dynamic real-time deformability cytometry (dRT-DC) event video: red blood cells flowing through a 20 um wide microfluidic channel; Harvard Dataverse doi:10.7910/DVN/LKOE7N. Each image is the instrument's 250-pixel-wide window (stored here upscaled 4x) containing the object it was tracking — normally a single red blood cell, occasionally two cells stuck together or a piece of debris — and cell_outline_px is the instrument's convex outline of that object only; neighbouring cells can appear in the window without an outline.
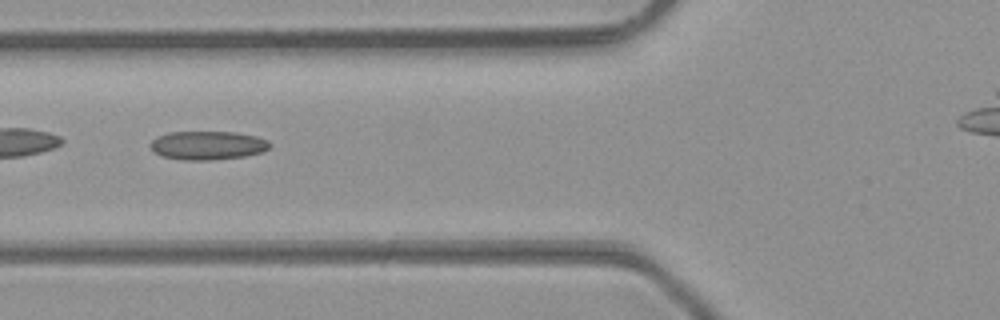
{"species": "common noctule bat (a hibernating species)", "species_latin": "Nyctalus noctula", "temperature_condition": "room temperature", "stored_images_in_passage": 36, "camera_frame_rate_fps": 3000, "um_per_image_px": 0.085, "animal": {"sex": "male", "body_mass_g": 23.1, "forearm_length_mm": 52.7}, "frame": {"image": 1, "passage_image": 11, "time_ms": 3.333, "image_size_px": [1000, 320], "cell_outline_px": [[272, 144], [264, 152], [244, 156], [212, 160], [184, 160], [160, 156], [152, 152], [148, 144], [156, 136], [168, 132], [236, 132], [256, 136], [268, 140]], "centroid_in_image_um": [17.61, 12.36], "position_along_channel_um": 108.2, "area_um2": 20.29}}
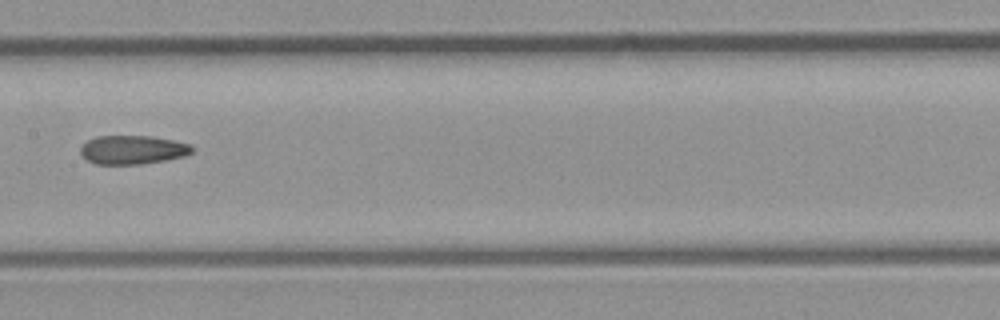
{"frame": {"image": 2, "passage_image": 17, "time_ms": 5.333, "image_size_px": [1000, 320], "cell_outline_px": [[196, 148], [192, 152], [184, 156], [168, 160], [140, 164], [96, 164], [88, 160], [80, 152], [80, 148], [88, 140], [96, 136], [152, 136], [192, 144]], "centroid_in_image_um": [11.33, 12.73], "position_along_channel_um": 196.1, "area_um2": 18.79}}
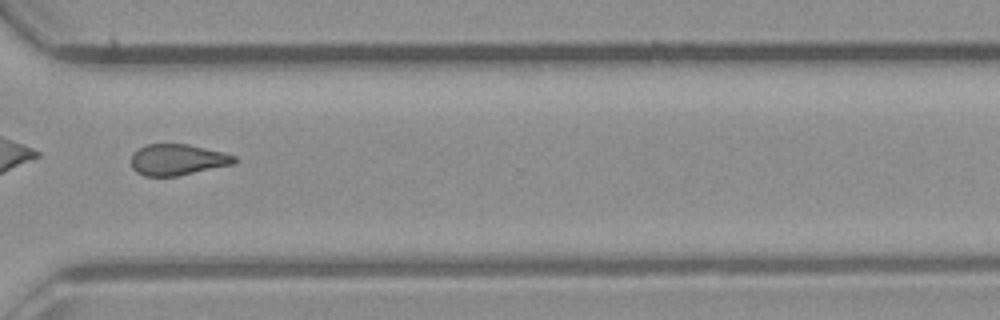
{"frame": {"image": 3, "passage_image": 28, "time_ms": 9.0, "image_size_px": [1000, 320], "cell_outline_px": [[236, 160], [232, 164], [176, 176], [144, 176], [136, 172], [132, 168], [132, 152], [148, 144], [188, 144], [224, 152], [236, 156]], "centroid_in_image_um": [15.07, 13.57], "position_along_channel_um": 355.5, "area_um2": 18.55}, "authors_computed_cell_mechanics": {"area_um2": 19.363, "velocity_mm_per_s": 4.3614, "shape_relaxation_time_tau1_ms": null, "shape_relaxation_time_tau2_ms": 3.799, "deformation_change_tau1": null, "deformation_change_tau2": 0.1177}}